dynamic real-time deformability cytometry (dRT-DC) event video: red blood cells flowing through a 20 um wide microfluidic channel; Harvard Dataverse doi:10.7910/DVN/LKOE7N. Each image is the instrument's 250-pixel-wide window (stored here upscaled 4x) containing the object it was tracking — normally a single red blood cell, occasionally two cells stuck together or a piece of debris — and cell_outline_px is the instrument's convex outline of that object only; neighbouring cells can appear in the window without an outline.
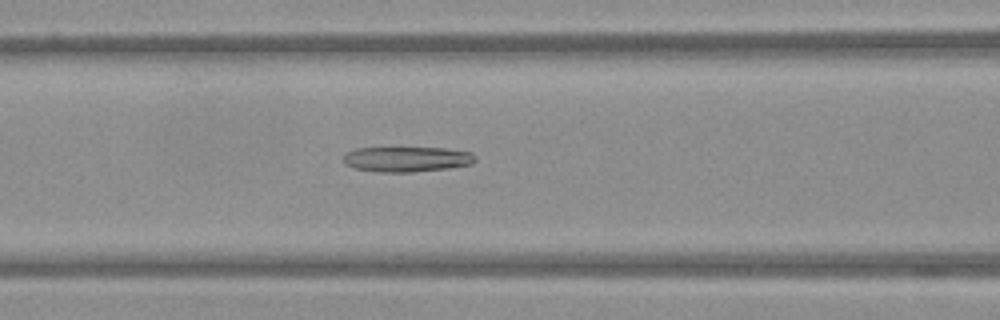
{"species": "Egyptian fruit bat (a non-hibernating species)", "species_latin": "Rousettus aegyptiacus", "temperature_condition": "warm", "stored_images_in_passage": 47, "camera_frame_rate_fps": 3000, "um_per_image_px": 0.085, "frame": {"image": 1, "passage_image": 16, "time_ms": 5.0, "image_size_px": [1000, 320], "cell_outline_px": [[476, 160], [472, 164], [452, 168], [412, 172], [380, 172], [356, 168], [344, 164], [344, 156], [348, 152], [356, 148], [444, 148], [472, 152], [476, 156]], "centroid_in_image_um": [34.64, 13.53], "position_along_channel_um": 132.0, "area_um2": 19.42}}
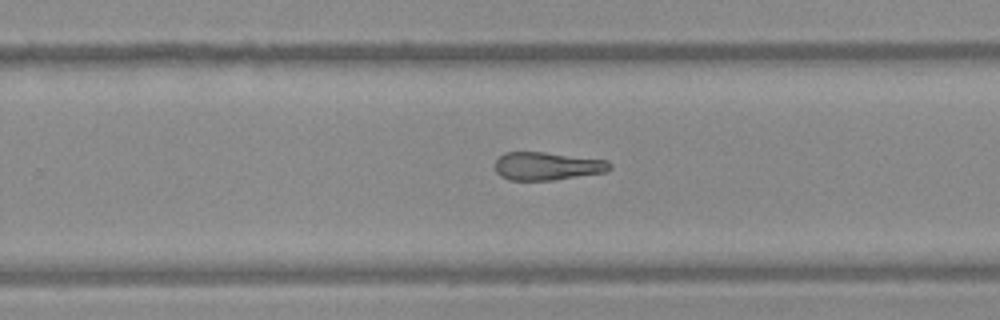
{"frame": {"image": 2, "passage_image": 28, "time_ms": 9.0, "image_size_px": [1000, 320], "cell_outline_px": [[612, 168], [604, 172], [552, 180], [508, 180], [500, 176], [496, 172], [496, 160], [504, 152], [544, 152], [608, 160], [612, 164]], "centroid_in_image_um": [46.51, 14.11], "position_along_channel_um": 283.3, "area_um2": 18.73}}
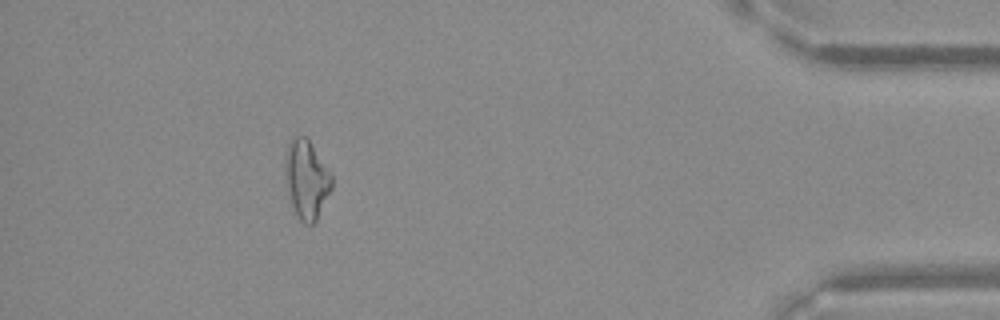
{"frame": {"image": 3, "passage_image": 42, "time_ms": 13.667, "image_size_px": [1000, 320], "cell_outline_px": [[332, 188], [316, 220], [312, 224], [304, 224], [296, 216], [284, 184], [284, 168], [288, 140], [292, 136], [304, 136], [308, 140], [328, 168], [332, 176]], "centroid_in_image_um": [26.01, 15.25], "position_along_channel_um": 409.2, "area_um2": 21.56}}